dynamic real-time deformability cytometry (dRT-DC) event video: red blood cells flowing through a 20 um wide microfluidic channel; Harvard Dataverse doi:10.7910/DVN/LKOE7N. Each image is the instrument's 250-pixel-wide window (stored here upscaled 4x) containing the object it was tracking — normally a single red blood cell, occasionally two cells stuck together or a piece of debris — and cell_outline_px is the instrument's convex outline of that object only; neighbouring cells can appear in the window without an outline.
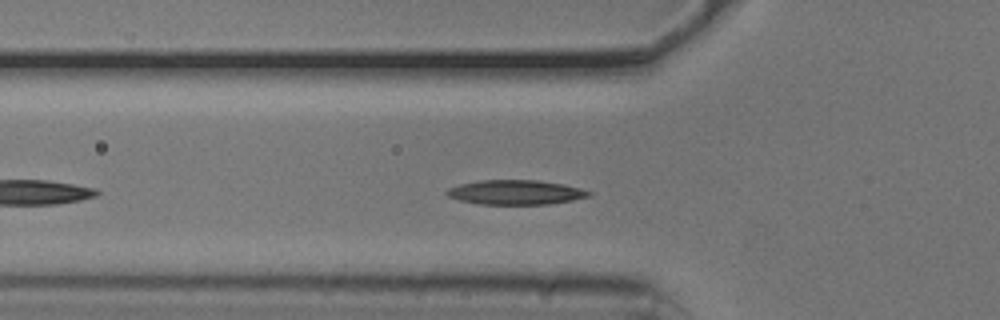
{"species": "common noctule bat (a hibernating species)", "species_latin": "Nyctalus noctula", "temperature_condition": "cold", "stored_images_in_passage": 40, "camera_frame_rate_fps": 3000, "um_per_image_px": 0.085, "animal": {"sex": "male", "body_mass_g": 20.5, "forearm_length_mm": 52.5}, "frame": {"image": 1, "passage_image": 7, "time_ms": 2.0, "image_size_px": [1000, 320], "cell_outline_px": [[592, 196], [572, 200], [548, 204], [480, 204], [460, 200], [448, 196], [444, 192], [448, 188], [460, 184], [480, 180], [540, 180], [564, 184], [580, 188], [592, 192]], "centroid_in_image_um": [43.84, 16.34], "position_along_channel_um": 82.0, "area_um2": 20.35}}
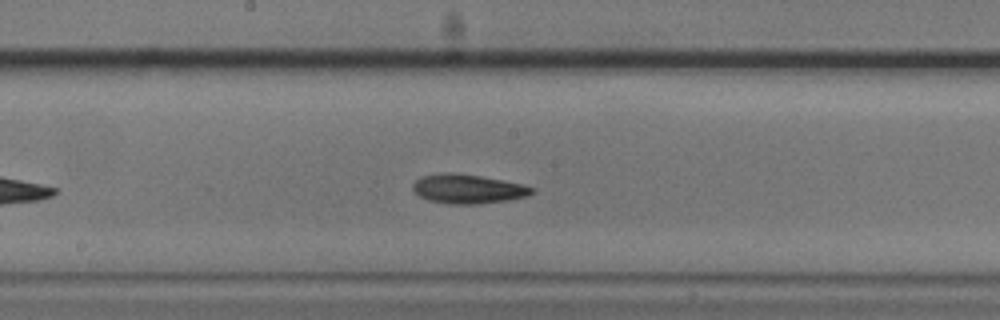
{"frame": {"image": 2, "passage_image": 17, "time_ms": 5.333, "image_size_px": [1000, 320], "cell_outline_px": [[536, 188], [528, 196], [508, 200], [480, 204], [448, 204], [428, 200], [420, 196], [412, 188], [412, 184], [416, 180], [424, 176], [440, 172], [452, 172], [480, 176], [504, 180], [524, 184]], "centroid_in_image_um": [39.79, 16.05], "position_along_channel_um": 208.4, "area_um2": 20.4}}
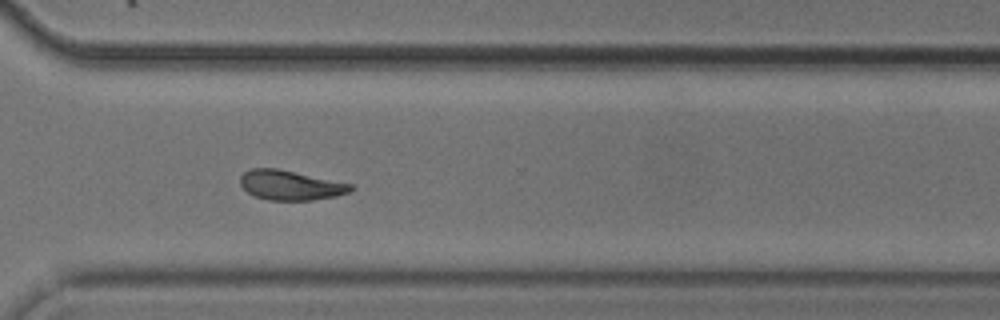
{"frame": {"image": 3, "passage_image": 28, "time_ms": 9.0, "image_size_px": [1000, 320], "cell_outline_px": [[356, 188], [348, 192], [336, 196], [312, 200], [268, 200], [256, 196], [248, 192], [240, 184], [240, 176], [244, 172], [252, 168], [276, 168], [352, 184]], "centroid_in_image_um": [24.68, 15.74], "position_along_channel_um": 345.9, "area_um2": 18.96}, "authors_computed_cell_mechanics": {"area_um2": 19.652, "velocity_mm_per_s": 3.7636, "shape_relaxation_time_tau1_ms": 3.1078, "shape_relaxation_time_tau2_ms": 4.912, "deformation_change_tau1": 0.1148, "deformation_change_tau2": 0.1253}}